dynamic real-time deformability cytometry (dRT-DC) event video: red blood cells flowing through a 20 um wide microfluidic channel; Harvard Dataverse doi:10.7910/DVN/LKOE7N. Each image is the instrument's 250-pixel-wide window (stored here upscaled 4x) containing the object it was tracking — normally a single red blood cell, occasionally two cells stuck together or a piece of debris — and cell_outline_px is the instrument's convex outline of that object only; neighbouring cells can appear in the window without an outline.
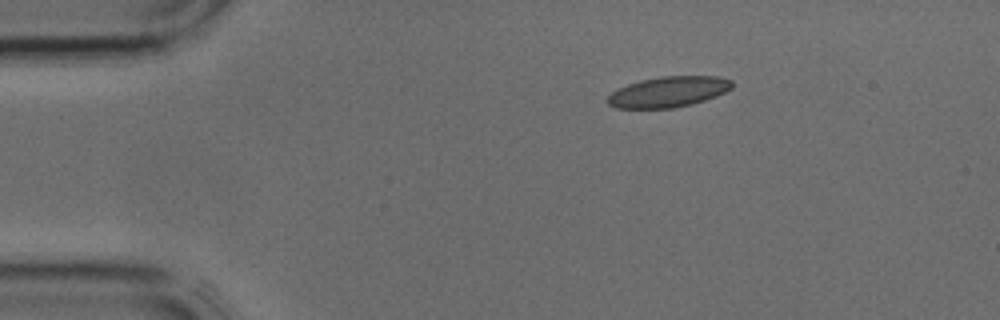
{"species": "common noctule bat (a hibernating species)", "species_latin": "Nyctalus noctula", "temperature_condition": "cold", "stored_images_in_passage": 2, "camera_frame_rate_fps": 3000, "um_per_image_px": 0.085, "animal": {"sex": "male", "body_mass_g": 17.9, "forearm_length_mm": 54.2}, "frame": {"image": 1, "passage_image": 1, "time_ms": 0.0, "image_size_px": [1000, 320], "cell_outline_px": [[732, 88], [716, 96], [692, 104], [672, 108], [616, 108], [608, 104], [608, 96], [612, 92], [628, 84], [640, 80], [660, 76], [720, 76], [732, 80]], "centroid_in_image_um": [56.83, 7.8], "position_along_channel_um": 28.2, "area_um2": 22.14}}
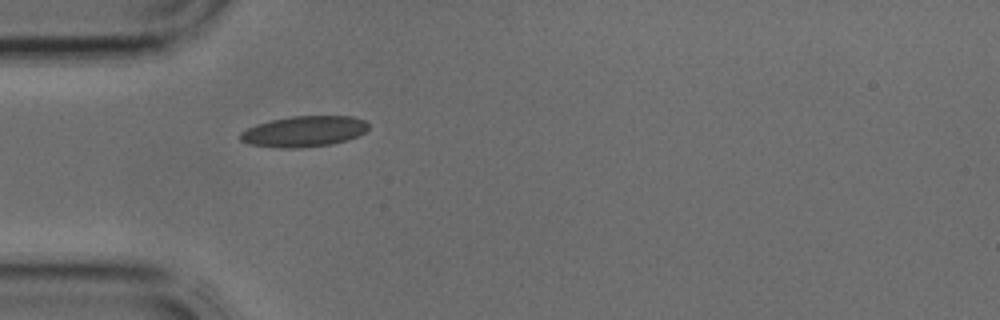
{"frame": {"image": 2, "passage_image": 2, "time_ms": 0.333, "image_size_px": [1000, 320], "cell_outline_px": [[368, 128], [364, 132], [356, 136], [332, 144], [300, 148], [280, 148], [248, 144], [240, 140], [240, 132], [256, 124], [272, 120], [292, 116], [352, 116], [364, 120], [368, 124]], "centroid_in_image_um": [25.81, 11.17], "position_along_channel_um": 59.2, "area_um2": 22.89}}